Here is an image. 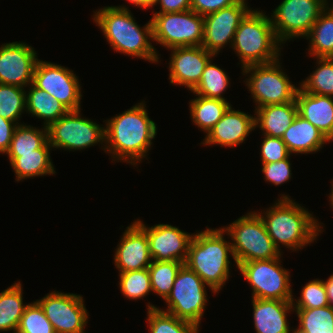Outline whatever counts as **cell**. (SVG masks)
Here are the masks:
<instances>
[{
  "label": "cell",
  "mask_w": 333,
  "mask_h": 333,
  "mask_svg": "<svg viewBox=\"0 0 333 333\" xmlns=\"http://www.w3.org/2000/svg\"><path fill=\"white\" fill-rule=\"evenodd\" d=\"M144 102L106 120L103 149L113 157L112 162L120 160L136 166L147 156L157 125L149 118Z\"/></svg>",
  "instance_id": "cell-1"
},
{
  "label": "cell",
  "mask_w": 333,
  "mask_h": 333,
  "mask_svg": "<svg viewBox=\"0 0 333 333\" xmlns=\"http://www.w3.org/2000/svg\"><path fill=\"white\" fill-rule=\"evenodd\" d=\"M128 8L126 5L106 6L96 10L92 19L113 50L158 63V52L150 42L153 40L151 20L141 28Z\"/></svg>",
  "instance_id": "cell-2"
},
{
  "label": "cell",
  "mask_w": 333,
  "mask_h": 333,
  "mask_svg": "<svg viewBox=\"0 0 333 333\" xmlns=\"http://www.w3.org/2000/svg\"><path fill=\"white\" fill-rule=\"evenodd\" d=\"M290 198L282 194L273 206L263 213L257 212L279 251L280 244L292 251L303 249L314 242L323 229L316 217Z\"/></svg>",
  "instance_id": "cell-3"
},
{
  "label": "cell",
  "mask_w": 333,
  "mask_h": 333,
  "mask_svg": "<svg viewBox=\"0 0 333 333\" xmlns=\"http://www.w3.org/2000/svg\"><path fill=\"white\" fill-rule=\"evenodd\" d=\"M223 228L194 233L185 265L196 272L213 294L218 293L230 276L229 255L233 258L230 241L224 238Z\"/></svg>",
  "instance_id": "cell-4"
},
{
  "label": "cell",
  "mask_w": 333,
  "mask_h": 333,
  "mask_svg": "<svg viewBox=\"0 0 333 333\" xmlns=\"http://www.w3.org/2000/svg\"><path fill=\"white\" fill-rule=\"evenodd\" d=\"M265 14L251 9L235 32L231 48L241 59L242 69L271 63L281 56V43L275 35L270 17Z\"/></svg>",
  "instance_id": "cell-5"
},
{
  "label": "cell",
  "mask_w": 333,
  "mask_h": 333,
  "mask_svg": "<svg viewBox=\"0 0 333 333\" xmlns=\"http://www.w3.org/2000/svg\"><path fill=\"white\" fill-rule=\"evenodd\" d=\"M222 228L225 234L231 237L234 261L237 267L244 262L281 257L282 252L271 240L263 219L255 211L239 217L233 223Z\"/></svg>",
  "instance_id": "cell-6"
},
{
  "label": "cell",
  "mask_w": 333,
  "mask_h": 333,
  "mask_svg": "<svg viewBox=\"0 0 333 333\" xmlns=\"http://www.w3.org/2000/svg\"><path fill=\"white\" fill-rule=\"evenodd\" d=\"M242 73L249 76L244 82L256 103L255 110L262 106L291 102L296 98L299 87L292 84L283 72L279 59L245 67Z\"/></svg>",
  "instance_id": "cell-7"
},
{
  "label": "cell",
  "mask_w": 333,
  "mask_h": 333,
  "mask_svg": "<svg viewBox=\"0 0 333 333\" xmlns=\"http://www.w3.org/2000/svg\"><path fill=\"white\" fill-rule=\"evenodd\" d=\"M150 20L156 44L167 49L202 45L204 18L191 9L173 13L154 12Z\"/></svg>",
  "instance_id": "cell-8"
},
{
  "label": "cell",
  "mask_w": 333,
  "mask_h": 333,
  "mask_svg": "<svg viewBox=\"0 0 333 333\" xmlns=\"http://www.w3.org/2000/svg\"><path fill=\"white\" fill-rule=\"evenodd\" d=\"M201 277L183 264L179 269L170 294L164 300L163 311L200 326L207 305V292Z\"/></svg>",
  "instance_id": "cell-9"
},
{
  "label": "cell",
  "mask_w": 333,
  "mask_h": 333,
  "mask_svg": "<svg viewBox=\"0 0 333 333\" xmlns=\"http://www.w3.org/2000/svg\"><path fill=\"white\" fill-rule=\"evenodd\" d=\"M280 258L244 262L237 267L251 286L252 298L293 300L290 272L281 266Z\"/></svg>",
  "instance_id": "cell-10"
},
{
  "label": "cell",
  "mask_w": 333,
  "mask_h": 333,
  "mask_svg": "<svg viewBox=\"0 0 333 333\" xmlns=\"http://www.w3.org/2000/svg\"><path fill=\"white\" fill-rule=\"evenodd\" d=\"M328 4V0H283L270 17L278 41L306 37Z\"/></svg>",
  "instance_id": "cell-11"
},
{
  "label": "cell",
  "mask_w": 333,
  "mask_h": 333,
  "mask_svg": "<svg viewBox=\"0 0 333 333\" xmlns=\"http://www.w3.org/2000/svg\"><path fill=\"white\" fill-rule=\"evenodd\" d=\"M80 112L81 109L68 111L47 128L48 141L53 149L76 151L98 143L105 144V127L82 118Z\"/></svg>",
  "instance_id": "cell-12"
},
{
  "label": "cell",
  "mask_w": 333,
  "mask_h": 333,
  "mask_svg": "<svg viewBox=\"0 0 333 333\" xmlns=\"http://www.w3.org/2000/svg\"><path fill=\"white\" fill-rule=\"evenodd\" d=\"M36 301L56 333H85L89 314L82 295L52 291Z\"/></svg>",
  "instance_id": "cell-13"
},
{
  "label": "cell",
  "mask_w": 333,
  "mask_h": 333,
  "mask_svg": "<svg viewBox=\"0 0 333 333\" xmlns=\"http://www.w3.org/2000/svg\"><path fill=\"white\" fill-rule=\"evenodd\" d=\"M32 83L56 98L69 111L81 109V84L68 67L38 60Z\"/></svg>",
  "instance_id": "cell-14"
},
{
  "label": "cell",
  "mask_w": 333,
  "mask_h": 333,
  "mask_svg": "<svg viewBox=\"0 0 333 333\" xmlns=\"http://www.w3.org/2000/svg\"><path fill=\"white\" fill-rule=\"evenodd\" d=\"M246 0L207 14L204 18L202 47L215 56L228 43L232 46L234 35L241 20L252 9Z\"/></svg>",
  "instance_id": "cell-15"
},
{
  "label": "cell",
  "mask_w": 333,
  "mask_h": 333,
  "mask_svg": "<svg viewBox=\"0 0 333 333\" xmlns=\"http://www.w3.org/2000/svg\"><path fill=\"white\" fill-rule=\"evenodd\" d=\"M135 222L146 232L149 252L154 261H178L185 264L189 245L194 236L169 224L146 226L140 219Z\"/></svg>",
  "instance_id": "cell-16"
},
{
  "label": "cell",
  "mask_w": 333,
  "mask_h": 333,
  "mask_svg": "<svg viewBox=\"0 0 333 333\" xmlns=\"http://www.w3.org/2000/svg\"><path fill=\"white\" fill-rule=\"evenodd\" d=\"M25 42L4 43L0 47V84L22 88L33 82L38 57Z\"/></svg>",
  "instance_id": "cell-17"
},
{
  "label": "cell",
  "mask_w": 333,
  "mask_h": 333,
  "mask_svg": "<svg viewBox=\"0 0 333 333\" xmlns=\"http://www.w3.org/2000/svg\"><path fill=\"white\" fill-rule=\"evenodd\" d=\"M171 50L169 80L192 91L202 78L207 63L215 55L202 46L175 47Z\"/></svg>",
  "instance_id": "cell-18"
},
{
  "label": "cell",
  "mask_w": 333,
  "mask_h": 333,
  "mask_svg": "<svg viewBox=\"0 0 333 333\" xmlns=\"http://www.w3.org/2000/svg\"><path fill=\"white\" fill-rule=\"evenodd\" d=\"M152 262L146 232L134 221L126 227L114 254L119 272L148 268Z\"/></svg>",
  "instance_id": "cell-19"
},
{
  "label": "cell",
  "mask_w": 333,
  "mask_h": 333,
  "mask_svg": "<svg viewBox=\"0 0 333 333\" xmlns=\"http://www.w3.org/2000/svg\"><path fill=\"white\" fill-rule=\"evenodd\" d=\"M255 128L253 115L232 109L231 105L201 143L204 146L217 144L221 147L234 148L243 143Z\"/></svg>",
  "instance_id": "cell-20"
},
{
  "label": "cell",
  "mask_w": 333,
  "mask_h": 333,
  "mask_svg": "<svg viewBox=\"0 0 333 333\" xmlns=\"http://www.w3.org/2000/svg\"><path fill=\"white\" fill-rule=\"evenodd\" d=\"M252 305L256 333H293L287 321L292 301L252 298Z\"/></svg>",
  "instance_id": "cell-21"
},
{
  "label": "cell",
  "mask_w": 333,
  "mask_h": 333,
  "mask_svg": "<svg viewBox=\"0 0 333 333\" xmlns=\"http://www.w3.org/2000/svg\"><path fill=\"white\" fill-rule=\"evenodd\" d=\"M295 101L298 115L312 123L332 142L333 97L307 93L299 87Z\"/></svg>",
  "instance_id": "cell-22"
},
{
  "label": "cell",
  "mask_w": 333,
  "mask_h": 333,
  "mask_svg": "<svg viewBox=\"0 0 333 333\" xmlns=\"http://www.w3.org/2000/svg\"><path fill=\"white\" fill-rule=\"evenodd\" d=\"M281 139L291 154L315 153L330 142L319 129L298 114Z\"/></svg>",
  "instance_id": "cell-23"
},
{
  "label": "cell",
  "mask_w": 333,
  "mask_h": 333,
  "mask_svg": "<svg viewBox=\"0 0 333 333\" xmlns=\"http://www.w3.org/2000/svg\"><path fill=\"white\" fill-rule=\"evenodd\" d=\"M254 111L255 127H259L263 135L279 138L298 114L295 100L284 104L262 106Z\"/></svg>",
  "instance_id": "cell-24"
},
{
  "label": "cell",
  "mask_w": 333,
  "mask_h": 333,
  "mask_svg": "<svg viewBox=\"0 0 333 333\" xmlns=\"http://www.w3.org/2000/svg\"><path fill=\"white\" fill-rule=\"evenodd\" d=\"M52 146L47 141L36 153H5L9 157L16 181L27 178L55 174V168L50 156Z\"/></svg>",
  "instance_id": "cell-25"
},
{
  "label": "cell",
  "mask_w": 333,
  "mask_h": 333,
  "mask_svg": "<svg viewBox=\"0 0 333 333\" xmlns=\"http://www.w3.org/2000/svg\"><path fill=\"white\" fill-rule=\"evenodd\" d=\"M30 86V87H29ZM26 91V112L33 117L44 119V127H49L69 110L45 90L37 88L33 83ZM28 92V93H27Z\"/></svg>",
  "instance_id": "cell-26"
},
{
  "label": "cell",
  "mask_w": 333,
  "mask_h": 333,
  "mask_svg": "<svg viewBox=\"0 0 333 333\" xmlns=\"http://www.w3.org/2000/svg\"><path fill=\"white\" fill-rule=\"evenodd\" d=\"M320 14L305 37L309 40L308 54L314 58H333V4Z\"/></svg>",
  "instance_id": "cell-27"
},
{
  "label": "cell",
  "mask_w": 333,
  "mask_h": 333,
  "mask_svg": "<svg viewBox=\"0 0 333 333\" xmlns=\"http://www.w3.org/2000/svg\"><path fill=\"white\" fill-rule=\"evenodd\" d=\"M196 96L198 97L189 102L191 119L197 127L207 134L231 105L221 99Z\"/></svg>",
  "instance_id": "cell-28"
},
{
  "label": "cell",
  "mask_w": 333,
  "mask_h": 333,
  "mask_svg": "<svg viewBox=\"0 0 333 333\" xmlns=\"http://www.w3.org/2000/svg\"><path fill=\"white\" fill-rule=\"evenodd\" d=\"M27 304L23 303V289L20 282H15L0 293V331L16 333L20 319Z\"/></svg>",
  "instance_id": "cell-29"
},
{
  "label": "cell",
  "mask_w": 333,
  "mask_h": 333,
  "mask_svg": "<svg viewBox=\"0 0 333 333\" xmlns=\"http://www.w3.org/2000/svg\"><path fill=\"white\" fill-rule=\"evenodd\" d=\"M147 307L146 322L150 333H198L200 330L196 324L179 319L150 302Z\"/></svg>",
  "instance_id": "cell-30"
},
{
  "label": "cell",
  "mask_w": 333,
  "mask_h": 333,
  "mask_svg": "<svg viewBox=\"0 0 333 333\" xmlns=\"http://www.w3.org/2000/svg\"><path fill=\"white\" fill-rule=\"evenodd\" d=\"M229 82L227 73L210 60L205 66L200 82L191 92L202 97L227 101L223 92L229 87Z\"/></svg>",
  "instance_id": "cell-31"
},
{
  "label": "cell",
  "mask_w": 333,
  "mask_h": 333,
  "mask_svg": "<svg viewBox=\"0 0 333 333\" xmlns=\"http://www.w3.org/2000/svg\"><path fill=\"white\" fill-rule=\"evenodd\" d=\"M299 325V333H333V307L294 309Z\"/></svg>",
  "instance_id": "cell-32"
},
{
  "label": "cell",
  "mask_w": 333,
  "mask_h": 333,
  "mask_svg": "<svg viewBox=\"0 0 333 333\" xmlns=\"http://www.w3.org/2000/svg\"><path fill=\"white\" fill-rule=\"evenodd\" d=\"M48 141V129H38L20 124L15 128L9 149L6 153H36Z\"/></svg>",
  "instance_id": "cell-33"
},
{
  "label": "cell",
  "mask_w": 333,
  "mask_h": 333,
  "mask_svg": "<svg viewBox=\"0 0 333 333\" xmlns=\"http://www.w3.org/2000/svg\"><path fill=\"white\" fill-rule=\"evenodd\" d=\"M183 264L178 261L152 260L148 267L152 292L165 300L170 294L176 275Z\"/></svg>",
  "instance_id": "cell-34"
},
{
  "label": "cell",
  "mask_w": 333,
  "mask_h": 333,
  "mask_svg": "<svg viewBox=\"0 0 333 333\" xmlns=\"http://www.w3.org/2000/svg\"><path fill=\"white\" fill-rule=\"evenodd\" d=\"M317 68L299 87L311 94L333 97V58H316Z\"/></svg>",
  "instance_id": "cell-35"
},
{
  "label": "cell",
  "mask_w": 333,
  "mask_h": 333,
  "mask_svg": "<svg viewBox=\"0 0 333 333\" xmlns=\"http://www.w3.org/2000/svg\"><path fill=\"white\" fill-rule=\"evenodd\" d=\"M24 110L26 111L25 88L0 84V116L20 125L18 121Z\"/></svg>",
  "instance_id": "cell-36"
},
{
  "label": "cell",
  "mask_w": 333,
  "mask_h": 333,
  "mask_svg": "<svg viewBox=\"0 0 333 333\" xmlns=\"http://www.w3.org/2000/svg\"><path fill=\"white\" fill-rule=\"evenodd\" d=\"M119 287L125 298L138 300L152 292L148 268L141 270L119 272Z\"/></svg>",
  "instance_id": "cell-37"
},
{
  "label": "cell",
  "mask_w": 333,
  "mask_h": 333,
  "mask_svg": "<svg viewBox=\"0 0 333 333\" xmlns=\"http://www.w3.org/2000/svg\"><path fill=\"white\" fill-rule=\"evenodd\" d=\"M16 333H56L37 301L27 304Z\"/></svg>",
  "instance_id": "cell-38"
},
{
  "label": "cell",
  "mask_w": 333,
  "mask_h": 333,
  "mask_svg": "<svg viewBox=\"0 0 333 333\" xmlns=\"http://www.w3.org/2000/svg\"><path fill=\"white\" fill-rule=\"evenodd\" d=\"M293 298L294 309H312L329 306L323 279H314L302 288L299 299Z\"/></svg>",
  "instance_id": "cell-39"
},
{
  "label": "cell",
  "mask_w": 333,
  "mask_h": 333,
  "mask_svg": "<svg viewBox=\"0 0 333 333\" xmlns=\"http://www.w3.org/2000/svg\"><path fill=\"white\" fill-rule=\"evenodd\" d=\"M264 139L262 141L260 150V159L262 164H268L271 162H278L288 158L291 153L288 151L287 146L279 137H271L263 135Z\"/></svg>",
  "instance_id": "cell-40"
},
{
  "label": "cell",
  "mask_w": 333,
  "mask_h": 333,
  "mask_svg": "<svg viewBox=\"0 0 333 333\" xmlns=\"http://www.w3.org/2000/svg\"><path fill=\"white\" fill-rule=\"evenodd\" d=\"M290 156L278 162L262 164V172L264 173L265 181L274 185H281L291 179V162Z\"/></svg>",
  "instance_id": "cell-41"
},
{
  "label": "cell",
  "mask_w": 333,
  "mask_h": 333,
  "mask_svg": "<svg viewBox=\"0 0 333 333\" xmlns=\"http://www.w3.org/2000/svg\"><path fill=\"white\" fill-rule=\"evenodd\" d=\"M240 1L241 0H191V10L199 15L205 16L219 11L222 8L239 3Z\"/></svg>",
  "instance_id": "cell-42"
},
{
  "label": "cell",
  "mask_w": 333,
  "mask_h": 333,
  "mask_svg": "<svg viewBox=\"0 0 333 333\" xmlns=\"http://www.w3.org/2000/svg\"><path fill=\"white\" fill-rule=\"evenodd\" d=\"M18 126L16 122L0 116V153L5 154L9 149L15 128Z\"/></svg>",
  "instance_id": "cell-43"
},
{
  "label": "cell",
  "mask_w": 333,
  "mask_h": 333,
  "mask_svg": "<svg viewBox=\"0 0 333 333\" xmlns=\"http://www.w3.org/2000/svg\"><path fill=\"white\" fill-rule=\"evenodd\" d=\"M160 4V10L156 13L182 12L191 9V0H154V5Z\"/></svg>",
  "instance_id": "cell-44"
},
{
  "label": "cell",
  "mask_w": 333,
  "mask_h": 333,
  "mask_svg": "<svg viewBox=\"0 0 333 333\" xmlns=\"http://www.w3.org/2000/svg\"><path fill=\"white\" fill-rule=\"evenodd\" d=\"M323 282L329 305L333 307V274H331L326 281L323 280Z\"/></svg>",
  "instance_id": "cell-45"
},
{
  "label": "cell",
  "mask_w": 333,
  "mask_h": 333,
  "mask_svg": "<svg viewBox=\"0 0 333 333\" xmlns=\"http://www.w3.org/2000/svg\"><path fill=\"white\" fill-rule=\"evenodd\" d=\"M129 3H132L134 6L136 7H140L142 9H146L147 8H152L153 7V2L154 0H126Z\"/></svg>",
  "instance_id": "cell-46"
},
{
  "label": "cell",
  "mask_w": 333,
  "mask_h": 333,
  "mask_svg": "<svg viewBox=\"0 0 333 333\" xmlns=\"http://www.w3.org/2000/svg\"><path fill=\"white\" fill-rule=\"evenodd\" d=\"M333 181L331 182V185H332V188H331V192H330V194H329V201H330V205L332 206V208H333Z\"/></svg>",
  "instance_id": "cell-47"
}]
</instances>
